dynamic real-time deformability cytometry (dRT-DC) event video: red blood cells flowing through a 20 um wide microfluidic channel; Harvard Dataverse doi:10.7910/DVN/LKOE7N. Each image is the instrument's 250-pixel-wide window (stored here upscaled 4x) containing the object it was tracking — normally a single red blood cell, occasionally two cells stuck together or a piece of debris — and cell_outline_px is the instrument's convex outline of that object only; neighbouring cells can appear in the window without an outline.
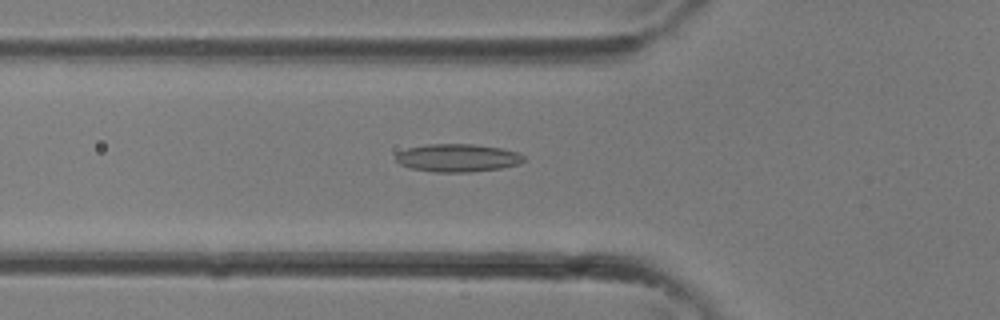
{"species": "common noctule bat (a hibernating species)", "species_latin": "Nyctalus noctula", "temperature_condition": "room temperature", "stored_images_in_passage": 28, "camera_frame_rate_fps": 3000, "um_per_image_px": 0.085, "animal": {"sex": "female"}, "frame": {"image": 1, "passage_image": 6, "time_ms": 1.667, "image_size_px": [1000, 320], "cell_outline_px": [[524, 160], [520, 164], [500, 168], [472, 172], [432, 172], [408, 168], [400, 164], [396, 160], [396, 152], [408, 148], [428, 144], [472, 144], [500, 148], [520, 152], [524, 156]], "centroid_in_image_um": [38.89, 13.42], "position_along_channel_um": 86.9, "area_um2": 20.98}}
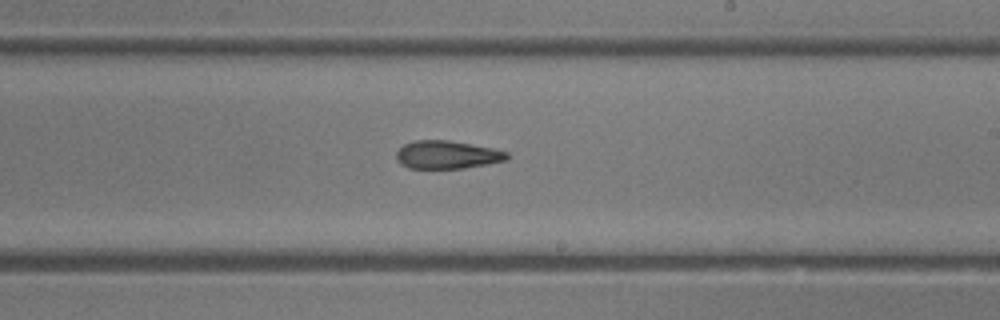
{"frame": {"image": 2, "passage_image": 14, "time_ms": 4.333, "image_size_px": [1000, 320], "cell_outline_px": [[508, 160], [488, 164], [464, 168], [408, 168], [400, 164], [396, 160], [396, 152], [404, 144], [416, 140], [448, 140], [472, 144], [492, 148], [508, 152]], "centroid_in_image_um": [38.0, 13.15], "position_along_channel_um": 251.0, "area_um2": 18.15}}
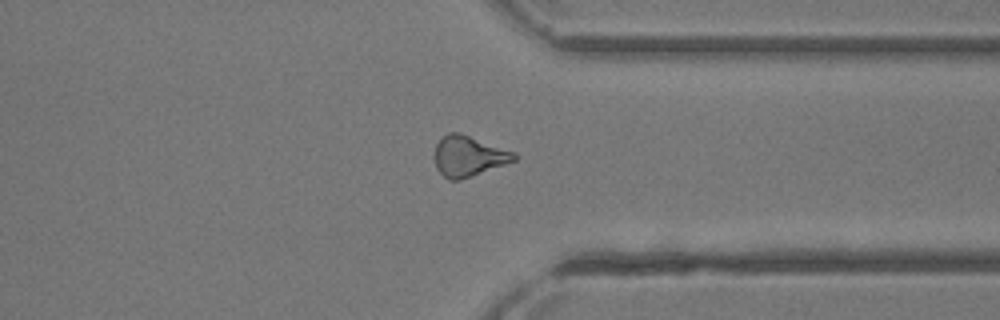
{"frame": {"image": 3, "passage_image": 20, "time_ms": 6.333, "image_size_px": [1000, 320], "cell_outline_px": [[516, 160], [460, 180], [448, 180], [436, 168], [432, 156], [436, 144], [448, 132], [460, 132], [516, 152]], "centroid_in_image_um": [39.79, 13.26], "position_along_channel_um": 371.6, "area_um2": 18.96}}